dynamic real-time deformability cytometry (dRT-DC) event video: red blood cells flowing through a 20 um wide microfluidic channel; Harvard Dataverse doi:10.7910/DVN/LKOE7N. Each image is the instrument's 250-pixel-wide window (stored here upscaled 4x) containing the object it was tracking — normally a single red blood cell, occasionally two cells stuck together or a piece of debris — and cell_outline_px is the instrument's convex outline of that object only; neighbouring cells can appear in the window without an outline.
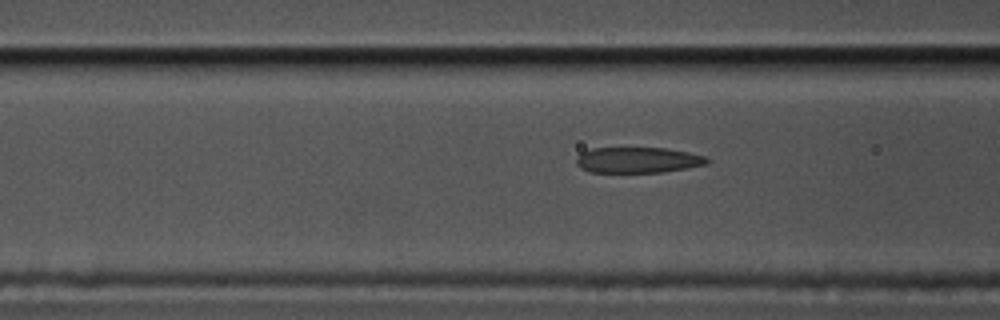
{"species": "common noctule bat (a hibernating species)", "species_latin": "Nyctalus noctula", "temperature_condition": "cold", "stored_images_in_passage": 13, "camera_frame_rate_fps": 3000, "um_per_image_px": 0.085, "animal": {"sex": "male", "body_mass_g": 17.5, "forearm_length_mm": 52.3}, "frame": {"image": 1, "passage_image": 10, "time_ms": 3.0, "image_size_px": [1000, 320], "cell_outline_px": [[708, 164], [664, 172], [588, 172], [580, 168], [576, 164], [576, 156], [580, 152], [592, 148], [668, 148], [688, 152], [704, 156], [708, 160]], "centroid_in_image_um": [54.16, 13.6], "position_along_channel_um": 112.4, "area_um2": 19.71}}